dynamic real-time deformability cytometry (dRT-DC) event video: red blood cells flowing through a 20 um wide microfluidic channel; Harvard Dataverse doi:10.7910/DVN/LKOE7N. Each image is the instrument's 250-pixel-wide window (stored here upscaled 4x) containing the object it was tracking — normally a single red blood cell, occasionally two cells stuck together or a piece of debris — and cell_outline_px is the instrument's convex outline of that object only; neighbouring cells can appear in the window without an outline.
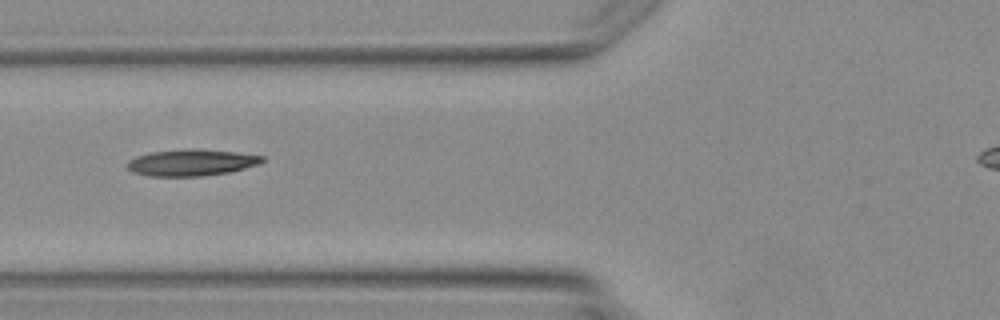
{"species": "Egyptian fruit bat (a non-hibernating species)", "species_latin": "Rousettus aegyptiacus", "temperature_condition": "warm", "stored_images_in_passage": 4, "segment_of_instrument_passage": [1, 2], "camera_frame_rate_fps": 3000, "um_per_image_px": 0.085, "animal": {"sex": "female"}, "frame": {"image": 1, "passage_image": 3, "time_ms": 2.333, "image_size_px": [1000, 320], "cell_outline_px": [[264, 160], [260, 164], [232, 172], [200, 176], [148, 176], [132, 172], [128, 168], [128, 160], [136, 156], [152, 152], [184, 148], [196, 148], [236, 152], [264, 156]], "centroid_in_image_um": [16.29, 13.81], "position_along_channel_um": 109.5, "area_um2": 21.1}}